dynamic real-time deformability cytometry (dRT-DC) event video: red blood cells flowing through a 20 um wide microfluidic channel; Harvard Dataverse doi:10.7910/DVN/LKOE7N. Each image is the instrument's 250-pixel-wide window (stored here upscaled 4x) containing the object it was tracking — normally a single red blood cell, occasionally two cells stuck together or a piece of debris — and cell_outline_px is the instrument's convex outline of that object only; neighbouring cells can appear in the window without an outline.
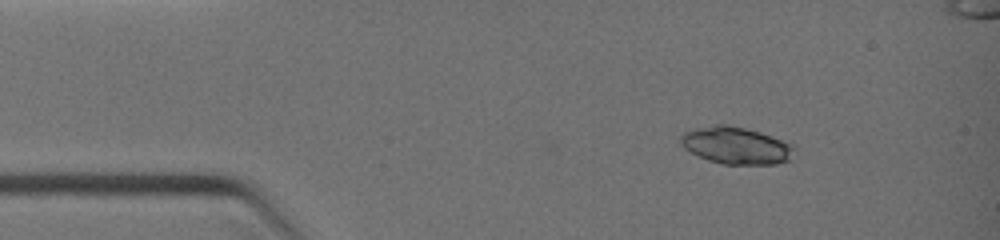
{"species": "common noctule bat (a hibernating species)", "species_latin": "Nyctalus noctula", "temperature_condition": "warm", "stored_images_in_passage": 6, "camera_frame_rate_fps": 3000, "um_per_image_px": 0.085, "animal": {"sex": "female", "body_mass_g": 19.0, "forearm_length_mm": 51.5}, "frame": {"image": 1, "passage_image": 1, "time_ms": 0.0, "image_size_px": [1000, 240], "cell_outline_px": [[796, 148], [788, 160], [776, 164], [724, 164], [708, 160], [684, 148], [680, 144], [680, 136], [684, 132], [696, 128], [716, 124], [728, 124], [760, 132], [772, 136], [792, 144]], "centroid_in_image_um": [62.55, 12.36], "position_along_channel_um": 22.4, "area_um2": 24.45}}